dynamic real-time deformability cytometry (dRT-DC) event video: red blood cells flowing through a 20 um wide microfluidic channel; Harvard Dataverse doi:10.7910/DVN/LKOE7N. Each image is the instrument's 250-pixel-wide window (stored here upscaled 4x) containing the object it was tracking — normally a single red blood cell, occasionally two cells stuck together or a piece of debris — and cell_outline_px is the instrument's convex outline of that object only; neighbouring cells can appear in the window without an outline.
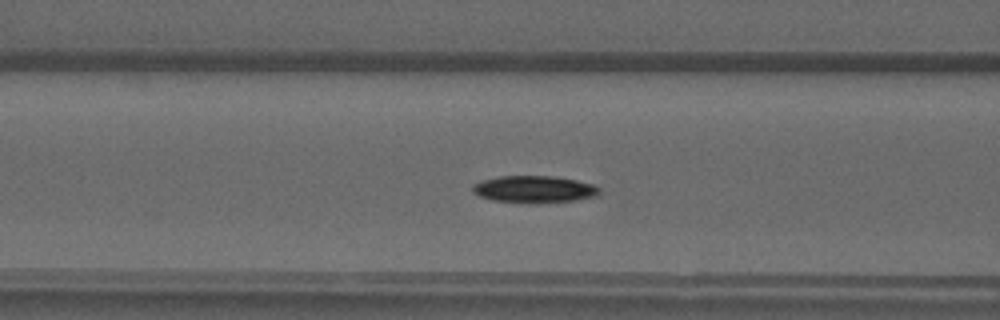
{"species": "common noctule bat (a hibernating species)", "species_latin": "Nyctalus noctula", "temperature_condition": "warm", "stored_images_in_passage": 47, "camera_frame_rate_fps": 3000, "um_per_image_px": 0.085, "animal": {"sex": "male", "forearm_length_mm": 52.5}, "frame": {"image": 1, "passage_image": 18, "time_ms": 5.667, "image_size_px": [1000, 320], "cell_outline_px": [[600, 192], [596, 196], [576, 200], [536, 204], [532, 204], [492, 200], [480, 196], [472, 192], [472, 184], [480, 180], [500, 176], [552, 176], [576, 180], [592, 184], [600, 188]], "centroid_in_image_um": [45.38, 16.1], "position_along_channel_um": 121.2, "area_um2": 20.23}}
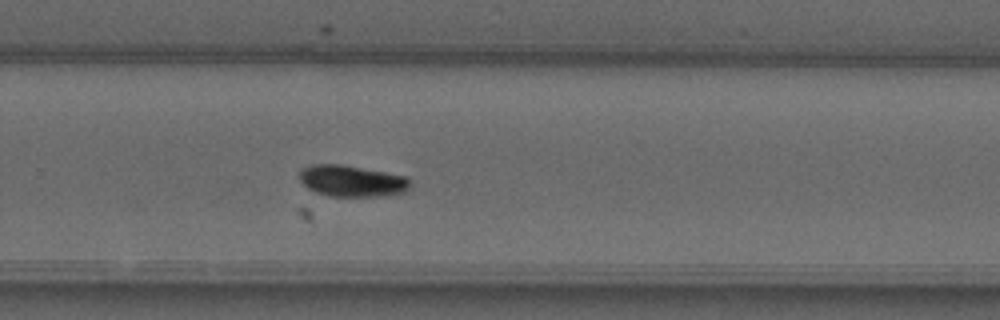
{"frame": {"image": 2, "passage_image": 31, "time_ms": 10.0, "image_size_px": [1000, 320], "cell_outline_px": [[408, 192], [388, 196], [328, 196], [316, 192], [308, 188], [300, 180], [300, 172], [304, 168], [312, 164], [340, 164], [408, 176]], "centroid_in_image_um": [29.94, 15.39], "position_along_channel_um": 299.9, "area_um2": 20.23}}
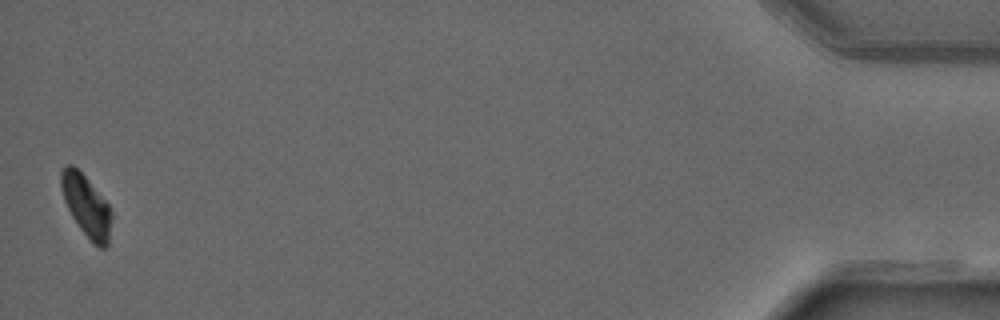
{"frame": {"image": 3, "passage_image": 47, "time_ms": 15.333, "image_size_px": [1000, 320], "cell_outline_px": [[112, 216], [108, 244], [104, 248], [100, 248], [80, 228], [72, 216], [64, 200], [60, 188], [60, 172], [64, 164], [72, 164], [88, 180], [108, 204], [112, 212]], "centroid_in_image_um": [7.32, 17.45], "position_along_channel_um": 427.9, "area_um2": 17.8}}